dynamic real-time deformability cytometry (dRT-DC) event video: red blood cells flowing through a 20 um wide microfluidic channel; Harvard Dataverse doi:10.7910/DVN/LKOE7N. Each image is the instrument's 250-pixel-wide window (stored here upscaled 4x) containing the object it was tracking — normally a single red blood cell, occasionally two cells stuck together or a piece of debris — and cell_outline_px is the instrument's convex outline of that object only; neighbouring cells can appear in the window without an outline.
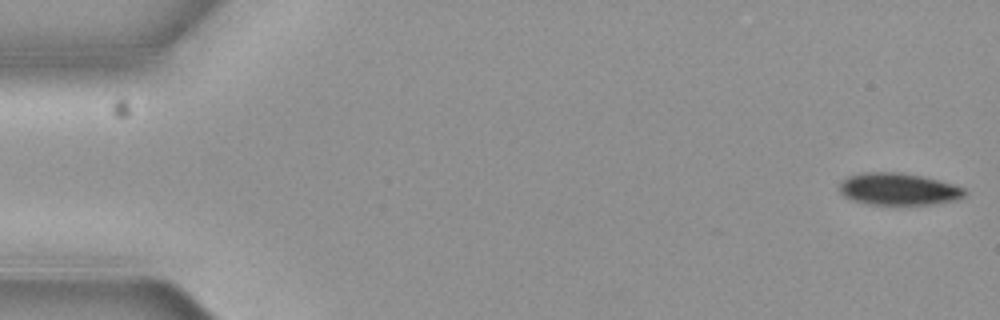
{"species": "common noctule bat (a hibernating species)", "species_latin": "Nyctalus noctula", "temperature_condition": "cold", "stored_images_in_passage": 6, "camera_frame_rate_fps": 3000, "um_per_image_px": 0.085, "animal": {"sex": "female", "body_mass_g": 19.3, "forearm_length_mm": 54.1}, "frame": {"image": 1, "passage_image": 1, "time_ms": 0.0, "image_size_px": [1000, 320], "cell_outline_px": [[964, 196], [948, 200], [928, 204], [868, 204], [844, 196], [840, 192], [840, 180], [848, 176], [860, 172], [904, 172], [924, 176], [940, 180], [964, 188]], "centroid_in_image_um": [76.3, 16.03], "position_along_channel_um": 8.7, "area_um2": 23.12}}
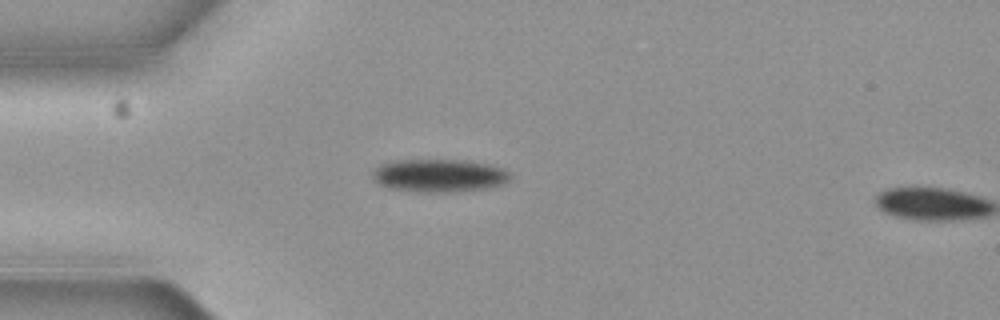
{"frame": {"image": 2, "passage_image": 5, "time_ms": 1.333, "image_size_px": [1000, 320], "cell_outline_px": [[512, 176], [504, 184], [484, 188], [448, 192], [420, 192], [388, 188], [380, 184], [372, 176], [372, 172], [380, 164], [396, 160], [464, 160], [488, 164], [500, 168], [508, 172]], "centroid_in_image_um": [37.31, 14.92], "position_along_channel_um": 47.7, "area_um2": 26.24}}